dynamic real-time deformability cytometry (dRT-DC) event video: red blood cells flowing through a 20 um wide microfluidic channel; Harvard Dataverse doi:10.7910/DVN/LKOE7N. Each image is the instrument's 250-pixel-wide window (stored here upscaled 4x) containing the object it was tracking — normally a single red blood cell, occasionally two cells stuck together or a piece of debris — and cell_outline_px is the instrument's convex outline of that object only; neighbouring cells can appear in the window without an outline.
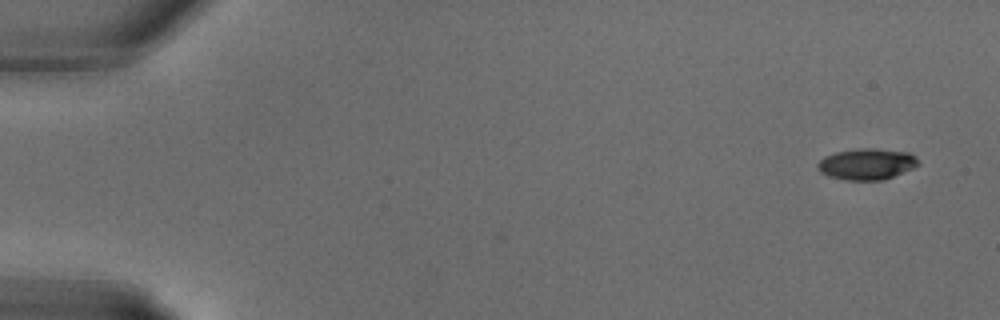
{"species": "common noctule bat (a hibernating species)", "species_latin": "Nyctalus noctula", "temperature_condition": "warm", "stored_images_in_passage": 2, "camera_frame_rate_fps": 3000, "um_per_image_px": 0.085, "animal": {"sex": "male", "body_mass_g": 18.8}, "frame": {"image": 1, "passage_image": 2, "time_ms": 0.333, "image_size_px": [1000, 320], "cell_outline_px": [[920, 164], [912, 168], [884, 180], [844, 180], [828, 176], [820, 172], [816, 168], [816, 164], [824, 156], [836, 152], [864, 148], [872, 148], [908, 152], [916, 156]], "centroid_in_image_um": [73.65, 13.95], "position_along_channel_um": 11.3, "area_um2": 18.32}}